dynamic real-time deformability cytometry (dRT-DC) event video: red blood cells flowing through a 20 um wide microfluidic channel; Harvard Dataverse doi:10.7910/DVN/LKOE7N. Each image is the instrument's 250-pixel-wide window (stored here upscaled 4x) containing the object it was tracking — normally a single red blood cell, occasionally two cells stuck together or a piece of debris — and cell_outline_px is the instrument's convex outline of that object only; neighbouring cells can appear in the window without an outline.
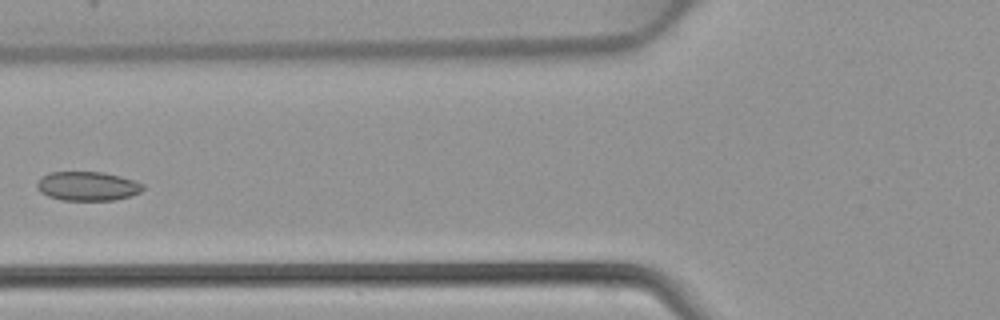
{"species": "common noctule bat (a hibernating species)", "species_latin": "Nyctalus noctula", "temperature_condition": "warm", "stored_images_in_passage": 5, "camera_frame_rate_fps": 3000, "um_per_image_px": 0.085, "animal": {"sex": "female", "body_mass_g": 22.7, "forearm_length_mm": 54.2}, "frame": {"image": 1, "passage_image": 5, "time_ms": 1.333, "image_size_px": [1000, 320], "cell_outline_px": [[144, 188], [140, 192], [116, 200], [60, 200], [48, 196], [40, 192], [36, 184], [40, 176], [48, 172], [104, 172], [136, 180], [144, 184]], "centroid_in_image_um": [7.43, 15.81], "position_along_channel_um": 118.4, "area_um2": 18.15}}